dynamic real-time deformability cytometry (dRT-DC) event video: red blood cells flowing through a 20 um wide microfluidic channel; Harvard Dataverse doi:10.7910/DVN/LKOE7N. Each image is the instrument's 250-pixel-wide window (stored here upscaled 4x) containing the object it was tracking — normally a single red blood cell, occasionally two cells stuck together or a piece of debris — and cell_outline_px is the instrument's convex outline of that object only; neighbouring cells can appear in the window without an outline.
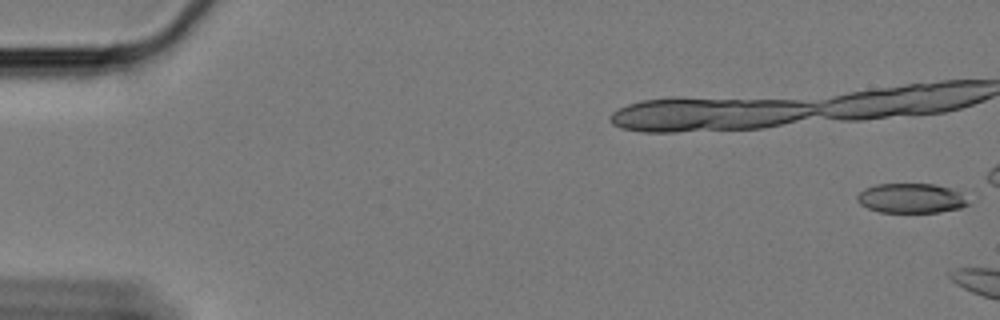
{"species": "Egyptian fruit bat (a non-hibernating species)", "species_latin": "Rousettus aegyptiacus", "temperature_condition": "cold", "stored_images_in_passage": 7, "camera_frame_rate_fps": 3000, "um_per_image_px": 0.085, "animal": {"sex": "female"}, "frame": {"image": 1, "passage_image": 1, "time_ms": 0.0, "image_size_px": [1000, 320], "cell_outline_px": [[968, 204], [960, 208], [940, 212], [880, 212], [868, 208], [860, 204], [856, 200], [856, 196], [864, 188], [876, 184], [936, 184], [960, 192]], "centroid_in_image_um": [77.39, 16.85], "position_along_channel_um": 7.6, "area_um2": 19.07}}